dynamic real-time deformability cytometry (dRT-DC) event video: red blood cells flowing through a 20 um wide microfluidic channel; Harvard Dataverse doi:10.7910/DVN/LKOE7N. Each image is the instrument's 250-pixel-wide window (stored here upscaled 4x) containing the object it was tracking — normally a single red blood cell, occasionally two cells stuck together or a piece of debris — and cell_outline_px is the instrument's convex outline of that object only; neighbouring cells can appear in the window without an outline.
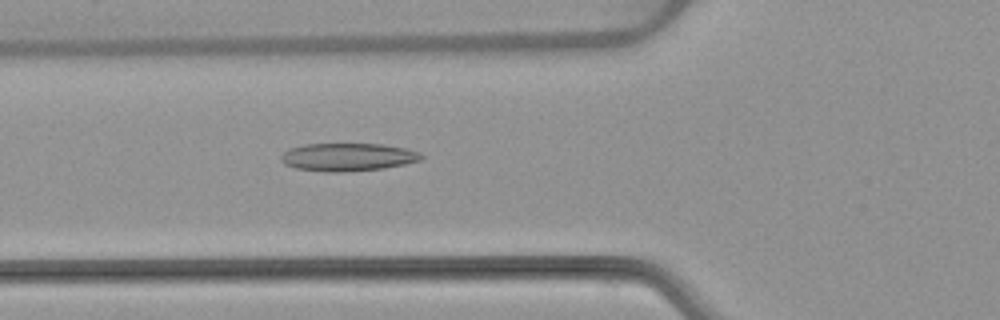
{"species": "common noctule bat (a hibernating species)", "species_latin": "Nyctalus noctula", "temperature_condition": "warm", "stored_images_in_passage": 51, "camera_frame_rate_fps": 3000, "um_per_image_px": 0.085, "animal": {"sex": "female", "body_mass_g": 22.7, "forearm_length_mm": 54.2}, "frame": {"image": 1, "passage_image": 19, "time_ms": 6.0, "image_size_px": [1000, 320], "cell_outline_px": [[424, 156], [420, 160], [404, 164], [384, 168], [340, 172], [324, 172], [296, 168], [284, 164], [280, 160], [280, 156], [288, 148], [304, 144], [384, 144], [404, 148], [420, 152]], "centroid_in_image_um": [29.53, 13.35], "position_along_channel_um": 96.3, "area_um2": 22.89}}
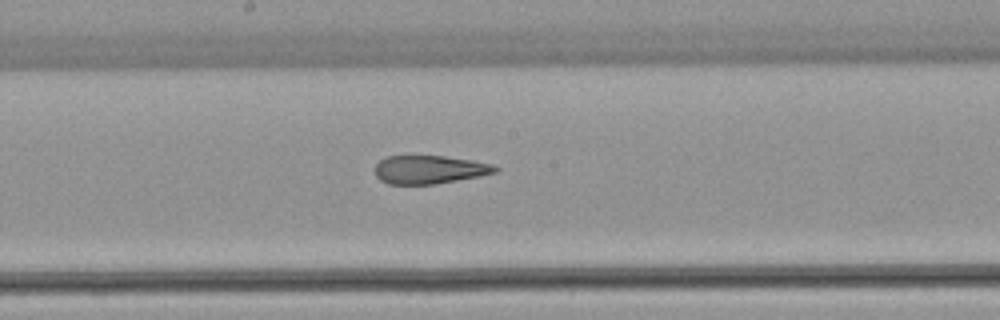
{"frame": {"image": 2, "passage_image": 28, "time_ms": 9.0, "image_size_px": [1000, 320], "cell_outline_px": [[500, 168], [496, 172], [480, 176], [436, 184], [388, 184], [380, 180], [376, 176], [376, 164], [384, 156], [444, 156], [472, 160], [492, 164]], "centroid_in_image_um": [36.5, 14.41], "position_along_channel_um": 211.7, "area_um2": 19.88}}
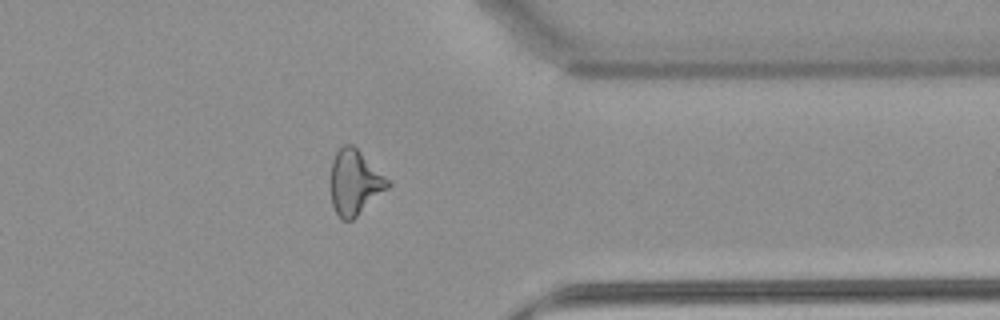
{"frame": {"image": 3, "passage_image": 42, "time_ms": 13.667, "image_size_px": [1000, 320], "cell_outline_px": [[392, 184], [388, 188], [352, 220], [340, 220], [332, 204], [332, 160], [336, 152], [344, 144], [352, 144], [392, 180]], "centroid_in_image_um": [30.2, 15.49], "position_along_channel_um": 381.2, "area_um2": 21.56}}